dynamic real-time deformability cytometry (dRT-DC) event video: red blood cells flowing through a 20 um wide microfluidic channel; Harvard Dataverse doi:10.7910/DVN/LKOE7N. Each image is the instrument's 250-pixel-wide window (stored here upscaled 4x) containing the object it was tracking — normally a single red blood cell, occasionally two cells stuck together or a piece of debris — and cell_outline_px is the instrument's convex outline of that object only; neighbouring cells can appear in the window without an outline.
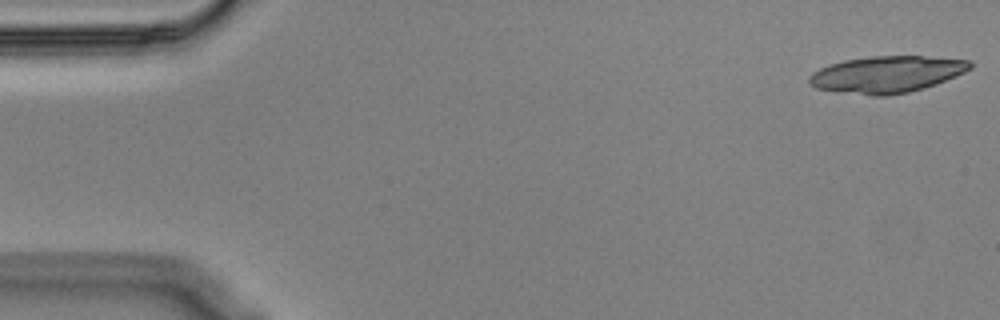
{"species": "Egyptian fruit bat (a non-hibernating species)", "species_latin": "Rousettus aegyptiacus", "temperature_condition": "cold", "stored_images_in_passage": 18, "camera_frame_rate_fps": 3000, "um_per_image_px": 0.085, "animal": {"sex": "male"}, "frame": {"image": 1, "passage_image": 1, "time_ms": 0.0, "image_size_px": [1000, 320], "cell_outline_px": [[972, 68], [956, 76], [936, 84], [924, 88], [908, 92], [888, 96], [872, 96], [816, 88], [808, 80], [808, 76], [812, 72], [828, 64], [844, 60], [872, 56], [924, 56], [972, 60]], "centroid_in_image_um": [75.39, 6.31], "position_along_channel_um": 9.6, "area_um2": 34.45}}